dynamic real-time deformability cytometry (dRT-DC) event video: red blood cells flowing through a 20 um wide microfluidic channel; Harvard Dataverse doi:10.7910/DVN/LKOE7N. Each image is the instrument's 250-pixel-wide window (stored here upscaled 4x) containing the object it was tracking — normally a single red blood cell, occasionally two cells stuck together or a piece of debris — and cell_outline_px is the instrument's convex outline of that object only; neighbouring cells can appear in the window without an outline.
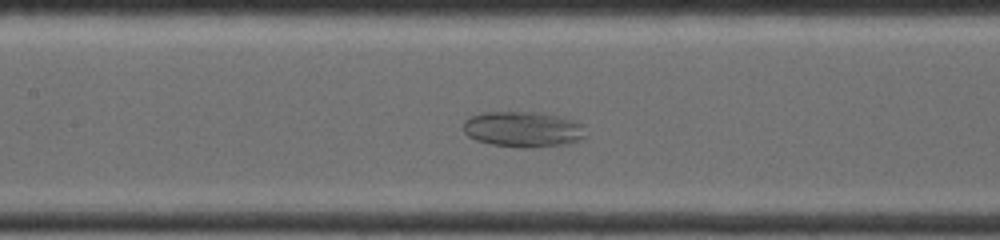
{"species": "common noctule bat (a hibernating species)", "species_latin": "Nyctalus noctula", "temperature_condition": "warm", "stored_images_in_passage": 26, "camera_frame_rate_fps": 4500, "um_per_image_px": 0.085, "animal": {"sex": "female", "body_mass_g": 19.0, "forearm_length_mm": 53.3}, "frame": {"image": 1, "passage_image": 8, "time_ms": 3.111, "image_size_px": [1000, 240], "cell_outline_px": [[584, 136], [580, 140], [568, 144], [528, 148], [520, 148], [492, 144], [476, 140], [468, 136], [464, 132], [464, 120], [468, 116], [480, 112], [540, 112], [560, 116], [576, 120], [584, 124]], "centroid_in_image_um": [44.47, 10.98], "position_along_channel_um": 162.9, "area_um2": 25.84}}
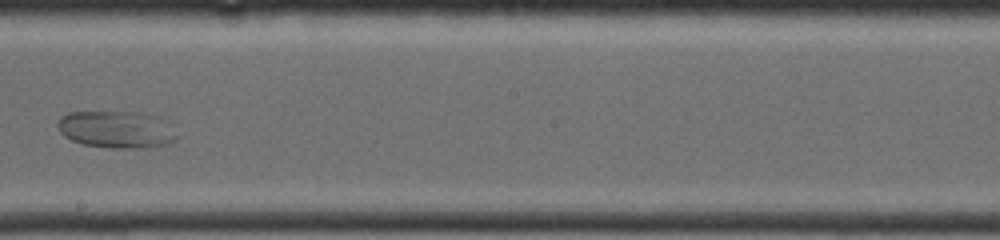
{"frame": {"image": 2, "passage_image": 13, "time_ms": 5.111, "image_size_px": [1000, 240], "cell_outline_px": [[180, 136], [176, 140], [168, 144], [136, 148], [108, 148], [84, 144], [72, 140], [64, 136], [60, 132], [56, 124], [56, 120], [60, 116], [68, 112], [132, 112], [156, 116], [168, 120]], "centroid_in_image_um": [9.92, 11.0], "position_along_channel_um": 238.3, "area_um2": 26.18}}
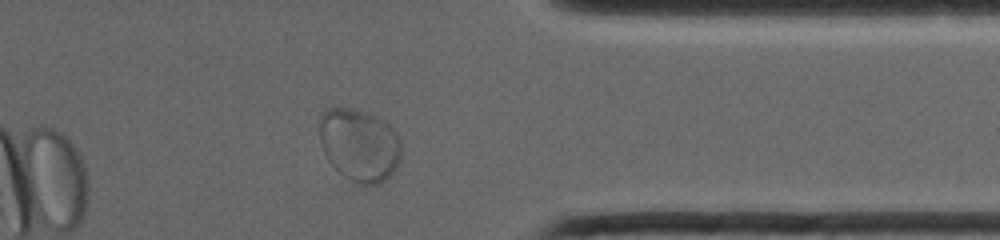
{"frame": {"image": 3, "passage_image": 23, "time_ms": 9.111, "image_size_px": [1000, 240], "cell_outline_px": [[400, 160], [396, 168], [380, 184], [364, 188], [344, 176], [328, 160], [320, 144], [320, 112], [328, 108], [352, 108], [368, 112], [384, 120], [400, 136]], "centroid_in_image_um": [30.56, 12.33], "position_along_channel_um": 380.8, "area_um2": 35.08}}